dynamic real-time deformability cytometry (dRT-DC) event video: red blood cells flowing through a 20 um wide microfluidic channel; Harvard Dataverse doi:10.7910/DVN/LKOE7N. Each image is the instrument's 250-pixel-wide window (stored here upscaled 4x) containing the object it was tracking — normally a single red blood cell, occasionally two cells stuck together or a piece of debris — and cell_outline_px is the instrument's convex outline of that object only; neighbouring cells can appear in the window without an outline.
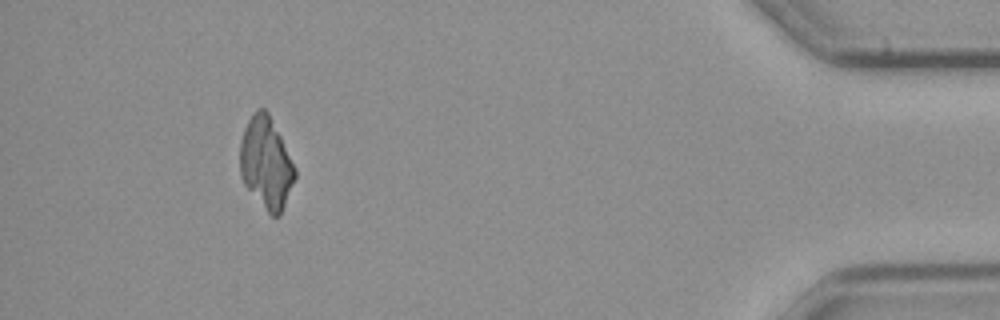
{"species": "common noctule bat (a hibernating species)", "species_latin": "Nyctalus noctula", "temperature_condition": "cold", "stored_images_in_passage": 56, "camera_frame_rate_fps": 3000, "um_per_image_px": 0.085, "animal": {"sex": "male", "body_mass_g": 23.1, "forearm_length_mm": 52.7}, "frame": {"image": 1, "passage_image": 52, "time_ms": 17.0, "image_size_px": [1000, 320], "cell_outline_px": [[296, 176], [280, 216], [272, 216], [268, 212], [244, 184], [240, 176], [240, 140], [244, 128], [252, 112], [256, 108], [264, 108], [268, 112], [296, 168]], "centroid_in_image_um": [22.6, 13.83], "position_along_channel_um": 412.6, "area_um2": 29.13}}